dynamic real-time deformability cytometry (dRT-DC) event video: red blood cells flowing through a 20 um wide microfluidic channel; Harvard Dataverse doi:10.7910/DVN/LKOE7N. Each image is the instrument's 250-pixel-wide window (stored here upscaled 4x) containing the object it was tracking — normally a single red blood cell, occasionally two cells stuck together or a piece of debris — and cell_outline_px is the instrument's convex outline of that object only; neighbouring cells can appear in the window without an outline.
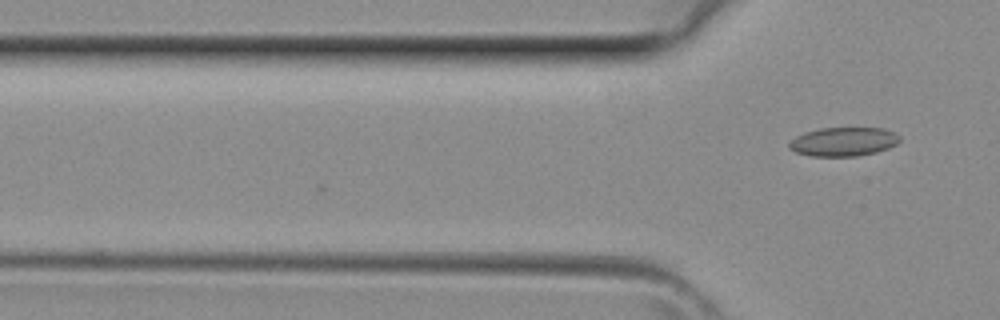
{"species": "common noctule bat (a hibernating species)", "species_latin": "Nyctalus noctula", "temperature_condition": "room temperature", "stored_images_in_passage": 2, "camera_frame_rate_fps": 3000, "um_per_image_px": 0.085, "animal": {"sex": "female", "body_mass_g": 29.2, "forearm_length_mm": 56.3}, "frame": {"image": 1, "passage_image": 2, "time_ms": 0.333, "image_size_px": [1000, 320], "cell_outline_px": [[900, 140], [896, 144], [888, 148], [876, 152], [856, 156], [812, 156], [796, 152], [788, 148], [788, 144], [796, 136], [804, 132], [820, 128], [884, 128], [900, 136]], "centroid_in_image_um": [71.68, 12.04], "position_along_channel_um": 54.1, "area_um2": 18.55}}